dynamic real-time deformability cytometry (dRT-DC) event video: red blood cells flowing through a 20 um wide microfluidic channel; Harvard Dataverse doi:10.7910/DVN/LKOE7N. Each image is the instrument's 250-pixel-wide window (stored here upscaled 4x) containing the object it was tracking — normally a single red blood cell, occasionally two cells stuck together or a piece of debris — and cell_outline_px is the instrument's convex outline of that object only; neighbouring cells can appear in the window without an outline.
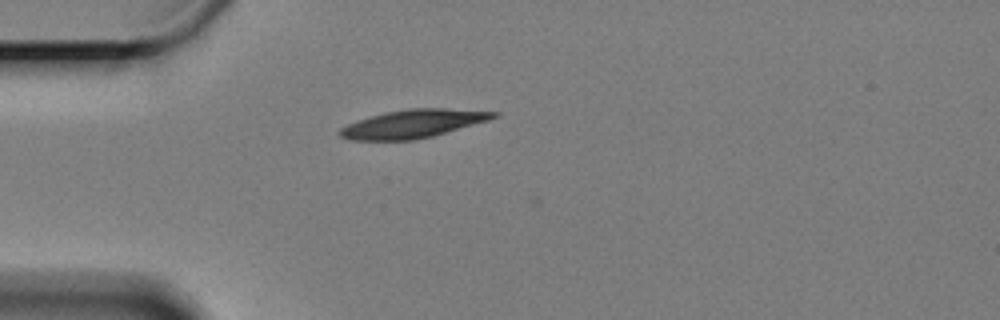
{"species": "Egyptian fruit bat (a non-hibernating species)", "species_latin": "Rousettus aegyptiacus", "temperature_condition": "cold", "stored_images_in_passage": 46, "camera_frame_rate_fps": 3000, "um_per_image_px": 0.085, "animal": {"sex": "female"}, "frame": {"image": 1, "passage_image": 1, "time_ms": 0.0, "image_size_px": [1000, 320], "cell_outline_px": [[500, 116], [488, 120], [432, 136], [412, 140], [348, 140], [340, 136], [340, 128], [356, 120], [384, 112], [408, 108], [448, 108], [500, 112]], "centroid_in_image_um": [35.11, 10.51], "position_along_channel_um": 49.9, "area_um2": 25.26}}
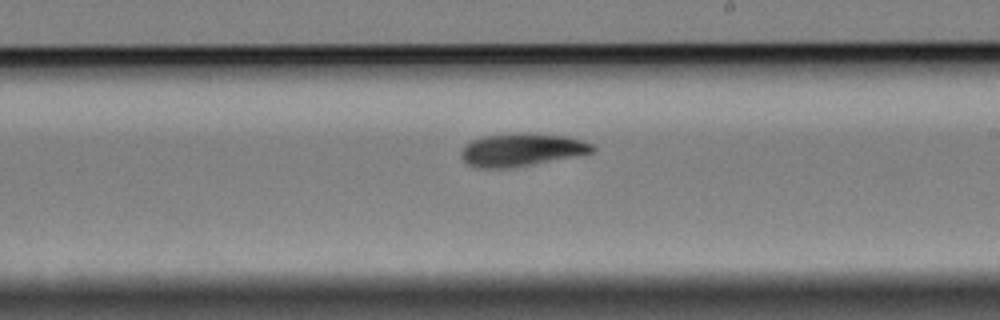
{"frame": {"image": 2, "passage_image": 20, "time_ms": 6.333, "image_size_px": [1000, 320], "cell_outline_px": [[596, 148], [592, 152], [572, 156], [528, 164], [504, 168], [476, 168], [468, 164], [464, 160], [460, 152], [472, 140], [484, 136], [512, 132], [524, 132], [568, 136], [592, 144]], "centroid_in_image_um": [44.3, 12.7], "position_along_channel_um": 244.7, "area_um2": 24.74}}
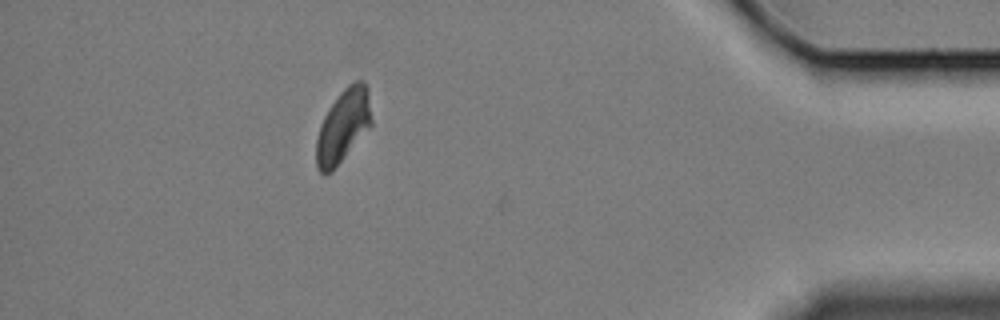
{"frame": {"image": 3, "passage_image": 39, "time_ms": 12.667, "image_size_px": [1000, 320], "cell_outline_px": [[372, 124], [332, 172], [324, 176], [316, 168], [316, 140], [320, 124], [324, 116], [340, 92], [348, 84], [356, 80], [364, 80], [368, 84], [372, 120]], "centroid_in_image_um": [29.17, 10.7], "position_along_channel_um": 406.0, "area_um2": 23.7}, "authors_computed_cell_mechanics": {"area_um2": 24.3627, "velocity_mm_per_s": 3.2651, "shape_relaxation_time_tau1_ms": 3.4855, "shape_relaxation_time_tau2_ms": null, "deformation_change_tau1": 0.1122, "deformation_change_tau2": null}}